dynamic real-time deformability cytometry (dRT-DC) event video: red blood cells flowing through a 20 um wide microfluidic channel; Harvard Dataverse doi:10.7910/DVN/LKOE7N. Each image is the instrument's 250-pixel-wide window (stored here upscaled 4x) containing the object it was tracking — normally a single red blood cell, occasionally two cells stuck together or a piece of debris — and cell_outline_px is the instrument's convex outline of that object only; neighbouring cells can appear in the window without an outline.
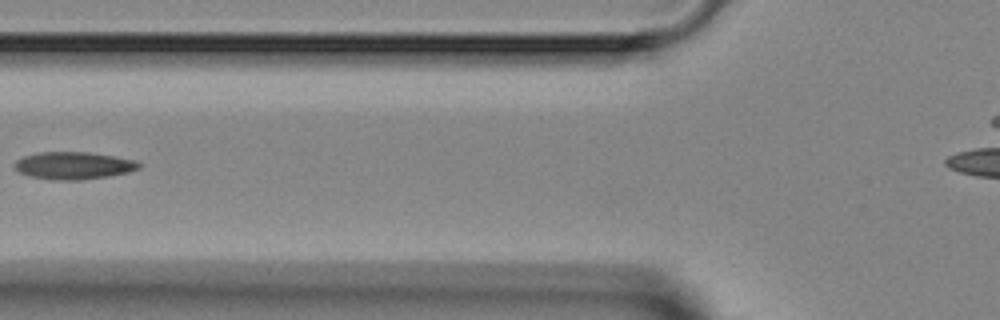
{"species": "Egyptian fruit bat (a non-hibernating species)", "species_latin": "Rousettus aegyptiacus", "temperature_condition": "room temperature", "stored_images_in_passage": 7, "segment_of_instrument_passage": [1, 2], "camera_frame_rate_fps": 3000, "um_per_image_px": 0.085, "animal": {"sex": "female"}, "frame": {"image": 1, "passage_image": 6, "time_ms": 5.667, "image_size_px": [1000, 320], "cell_outline_px": [[144, 164], [140, 168], [128, 172], [108, 176], [80, 180], [48, 180], [28, 176], [20, 172], [16, 168], [16, 160], [24, 156], [40, 152], [88, 152], [136, 160]], "centroid_in_image_um": [6.28, 14.08], "position_along_channel_um": 119.5, "area_um2": 19.88}}